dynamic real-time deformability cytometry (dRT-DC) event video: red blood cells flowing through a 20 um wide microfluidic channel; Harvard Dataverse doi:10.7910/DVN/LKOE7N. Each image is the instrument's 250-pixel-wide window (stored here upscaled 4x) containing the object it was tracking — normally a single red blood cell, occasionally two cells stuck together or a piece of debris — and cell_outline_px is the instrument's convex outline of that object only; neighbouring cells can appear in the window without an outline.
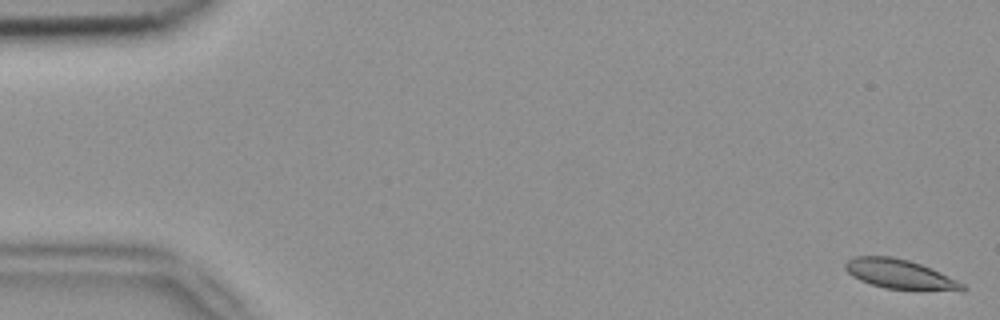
{"species": "common noctule bat (a hibernating species)", "species_latin": "Nyctalus noctula", "temperature_condition": "room temperature", "stored_images_in_passage": 6, "segment_of_instrument_passage": [1, 2], "camera_frame_rate_fps": 3000, "um_per_image_px": 0.085, "animal": {"sex": "female", "body_mass_g": 18.4}, "frame": {"image": 1, "passage_image": 1, "time_ms": 0.0, "image_size_px": [1000, 320], "cell_outline_px": [[968, 288], [964, 292], [960, 292], [884, 288], [860, 280], [852, 276], [844, 268], [844, 264], [848, 260], [856, 256], [892, 256], [908, 260], [932, 268], [964, 284]], "centroid_in_image_um": [76.55, 23.32], "position_along_channel_um": 8.4, "area_um2": 20.35}}
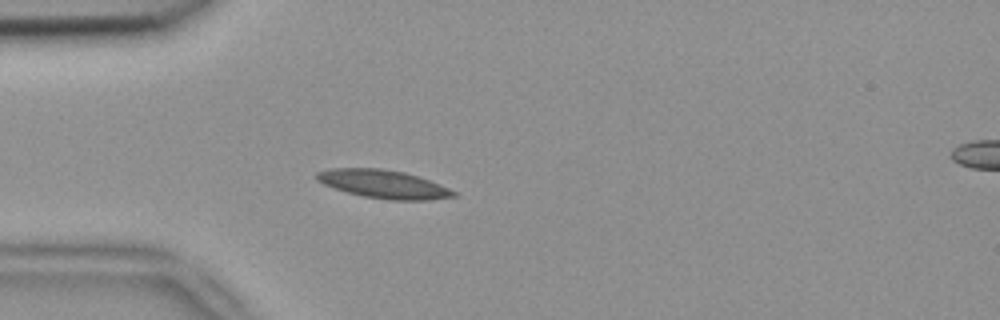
{"frame": {"image": 2, "passage_image": 5, "time_ms": 1.333, "image_size_px": [1000, 320], "cell_outline_px": [[460, 196], [428, 200], [388, 200], [364, 196], [348, 192], [324, 184], [316, 180], [312, 176], [316, 172], [332, 168], [380, 168], [404, 172], [440, 184], [456, 192]], "centroid_in_image_um": [32.59, 15.65], "position_along_channel_um": 52.4, "area_um2": 22.54}}